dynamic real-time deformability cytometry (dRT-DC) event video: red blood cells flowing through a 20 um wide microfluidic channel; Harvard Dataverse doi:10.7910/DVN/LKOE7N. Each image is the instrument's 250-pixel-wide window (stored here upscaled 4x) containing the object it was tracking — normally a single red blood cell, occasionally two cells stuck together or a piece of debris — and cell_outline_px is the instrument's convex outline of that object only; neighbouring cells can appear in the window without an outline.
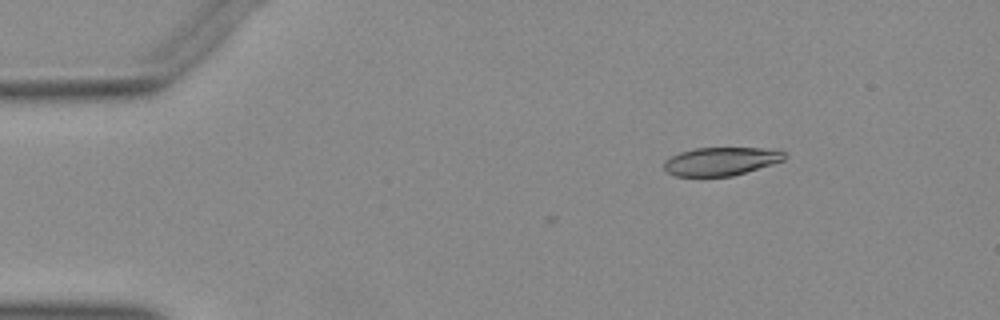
{"species": "Egyptian fruit bat (a non-hibernating species)", "species_latin": "Rousettus aegyptiacus", "temperature_condition": "warm", "stored_images_in_passage": 3, "camera_frame_rate_fps": 3000, "um_per_image_px": 0.085, "animal": {"sex": "female"}, "frame": {"image": 1, "passage_image": 3, "time_ms": 0.667, "image_size_px": [1000, 320], "cell_outline_px": [[788, 156], [784, 160], [772, 164], [732, 176], [676, 176], [668, 172], [664, 168], [664, 160], [680, 152], [696, 148], [760, 148], [784, 152]], "centroid_in_image_um": [61.27, 13.71], "position_along_channel_um": 23.7, "area_um2": 19.65}}